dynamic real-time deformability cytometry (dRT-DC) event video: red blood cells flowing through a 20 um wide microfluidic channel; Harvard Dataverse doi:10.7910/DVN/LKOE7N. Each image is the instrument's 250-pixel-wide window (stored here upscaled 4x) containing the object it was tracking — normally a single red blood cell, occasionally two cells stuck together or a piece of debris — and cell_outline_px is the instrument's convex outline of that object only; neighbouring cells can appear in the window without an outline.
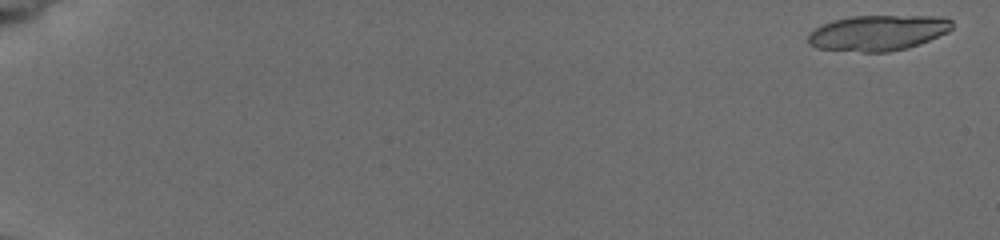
{"species": "common noctule bat (a hibernating species)", "species_latin": "Nyctalus noctula", "temperature_condition": "cold", "stored_images_in_passage": 32, "camera_frame_rate_fps": 3000, "um_per_image_px": 0.085, "animal": {"sex": "female", "body_mass_g": 19.5, "forearm_length_mm": 54.1}, "frame": {"image": 1, "passage_image": 1, "time_ms": 0.0, "image_size_px": [1000, 240], "cell_outline_px": [[952, 28], [948, 32], [920, 44], [908, 48], [888, 52], [864, 52], [816, 48], [808, 44], [808, 32], [832, 20], [852, 16], [940, 16], [952, 20]], "centroid_in_image_um": [74.62, 2.79], "position_along_channel_um": 10.4, "area_um2": 29.94}}
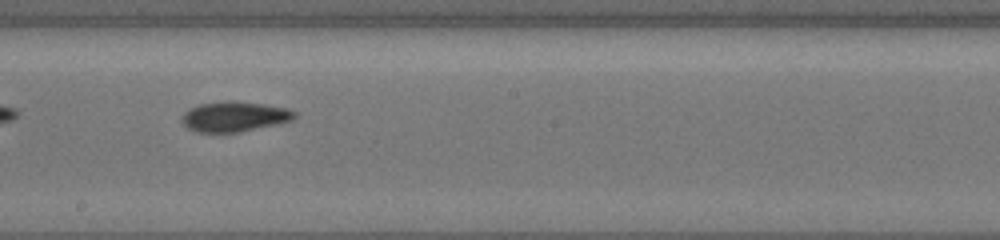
{"frame": {"image": 2, "passage_image": 25, "time_ms": 11.0, "image_size_px": [1000, 240], "cell_outline_px": [[296, 116], [292, 120], [276, 124], [240, 132], [196, 132], [188, 128], [180, 120], [180, 116], [188, 108], [200, 104], [228, 100], [264, 104], [288, 108], [296, 112]], "centroid_in_image_um": [19.89, 9.9], "position_along_channel_um": 228.3, "area_um2": 19.88}}
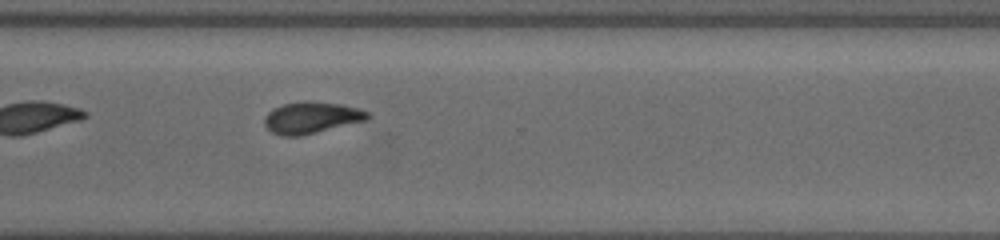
{"frame": {"image": 3, "passage_image": 32, "time_ms": 14.0, "image_size_px": [1000, 240], "cell_outline_px": [[372, 116], [368, 120], [300, 136], [284, 136], [272, 132], [264, 124], [264, 116], [272, 108], [280, 104], [300, 100], [308, 100], [340, 104], [356, 108], [368, 112]], "centroid_in_image_um": [26.45, 9.98], "position_along_channel_um": 344.1, "area_um2": 19.25}}